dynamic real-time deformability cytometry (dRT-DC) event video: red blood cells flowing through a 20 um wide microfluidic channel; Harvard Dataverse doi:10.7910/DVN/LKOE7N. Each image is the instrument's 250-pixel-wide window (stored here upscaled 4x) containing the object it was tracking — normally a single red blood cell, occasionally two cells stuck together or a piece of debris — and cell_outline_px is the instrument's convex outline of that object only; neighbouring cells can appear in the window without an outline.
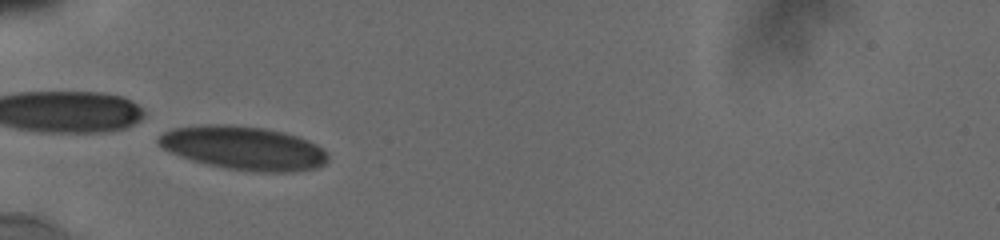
{"species": "human", "species_latin": "Homo sapiens", "temperature_condition": "cold", "stored_images_in_passage": 19, "camera_frame_rate_fps": 3000, "um_per_image_px": 0.085, "donor": {"sex": "male"}, "frame": {"image": 1, "passage_image": 11, "time_ms": 6.333, "image_size_px": [1000, 240], "cell_outline_px": [[328, 160], [324, 164], [316, 168], [292, 172], [256, 172], [224, 168], [204, 164], [168, 152], [156, 140], [164, 132], [172, 128], [200, 124], [228, 124], [264, 128], [284, 132], [308, 140], [316, 144], [328, 156]], "centroid_in_image_um": [20.67, 12.58], "position_along_channel_um": 64.3, "area_um2": 43.23}}
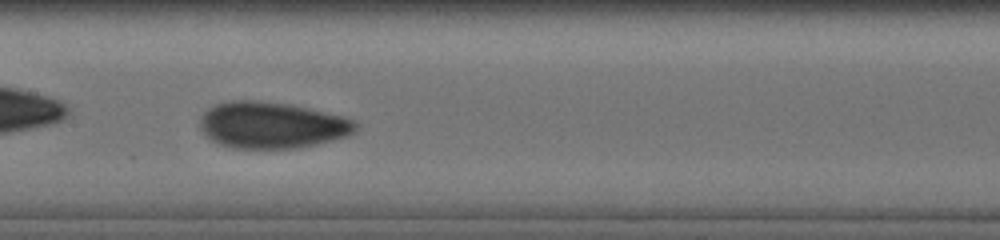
{"frame": {"image": 2, "passage_image": 16, "time_ms": 9.667, "image_size_px": [1000, 240], "cell_outline_px": [[356, 128], [348, 136], [316, 144], [296, 148], [232, 148], [220, 144], [212, 140], [200, 128], [200, 120], [204, 112], [216, 104], [236, 100], [248, 100], [284, 104], [304, 108], [340, 116], [356, 120]], "centroid_in_image_um": [23.08, 10.65], "position_along_channel_um": 184.3, "area_um2": 41.27}}
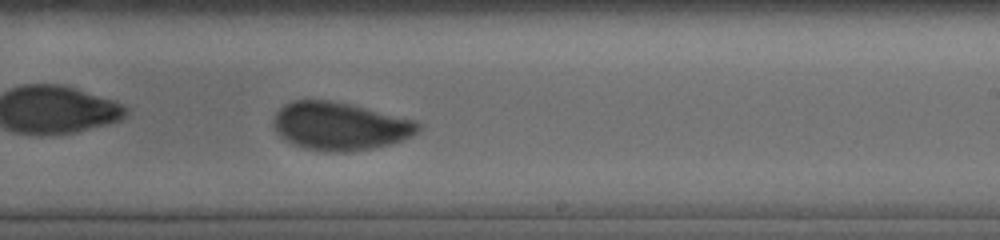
{"frame": {"image": 3, "passage_image": 19, "time_ms": 11.667, "image_size_px": [1000, 240], "cell_outline_px": [[424, 124], [412, 136], [388, 144], [372, 148], [352, 152], [324, 152], [304, 148], [292, 144], [284, 140], [276, 132], [272, 124], [272, 120], [276, 112], [284, 104], [292, 100], [332, 100], [416, 120]], "centroid_in_image_um": [28.85, 10.73], "position_along_channel_um": 260.1, "area_um2": 40.75}}